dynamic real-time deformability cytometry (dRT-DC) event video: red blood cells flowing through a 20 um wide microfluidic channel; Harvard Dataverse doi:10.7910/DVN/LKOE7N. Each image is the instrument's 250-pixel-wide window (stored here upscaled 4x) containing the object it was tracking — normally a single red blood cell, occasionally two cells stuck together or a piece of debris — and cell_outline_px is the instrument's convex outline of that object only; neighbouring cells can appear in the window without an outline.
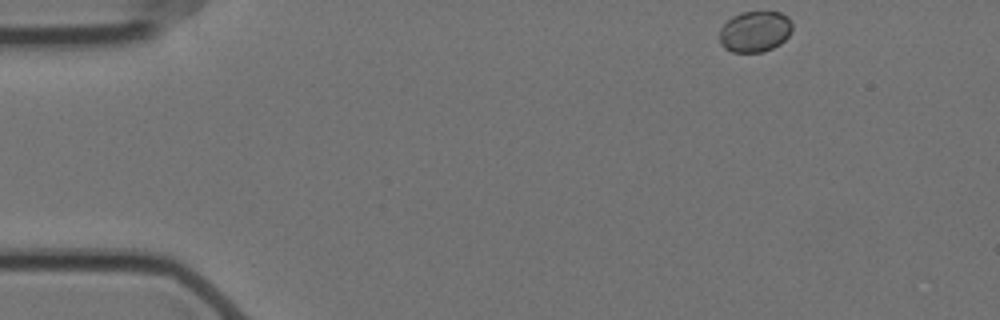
{"species": "Egyptian fruit bat (a non-hibernating species)", "species_latin": "Rousettus aegyptiacus", "temperature_condition": "cold", "stored_images_in_passage": 52, "camera_frame_rate_fps": 3000, "um_per_image_px": 0.085, "animal": {"sex": "female"}, "frame": {"image": 1, "passage_image": 1, "time_ms": 0.0, "image_size_px": [1000, 320], "cell_outline_px": [[792, 28], [788, 36], [780, 44], [764, 52], [732, 52], [724, 48], [720, 44], [720, 28], [732, 16], [740, 12], [780, 12], [788, 16], [792, 24]], "centroid_in_image_um": [64.16, 2.68], "position_along_channel_um": 20.8, "area_um2": 17.46}}
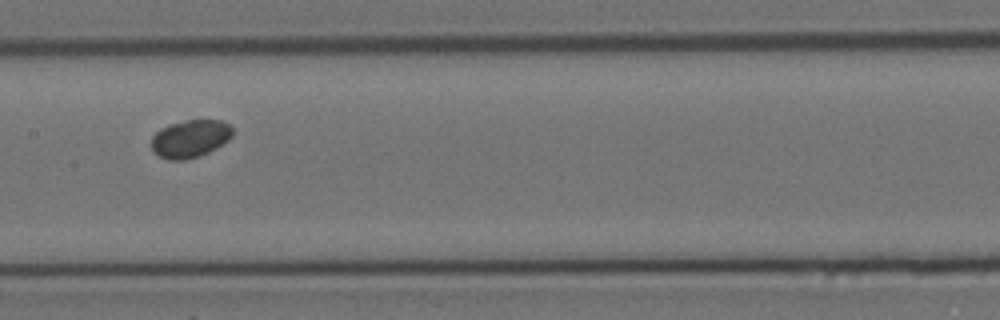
{"frame": {"image": 2, "passage_image": 23, "time_ms": 7.333, "image_size_px": [1000, 320], "cell_outline_px": [[232, 136], [228, 140], [216, 148], [208, 152], [184, 160], [168, 160], [152, 152], [152, 136], [160, 128], [168, 124], [188, 120], [220, 120], [228, 124], [232, 128]], "centroid_in_image_um": [16.14, 11.78], "position_along_channel_um": 191.3, "area_um2": 17.74}}
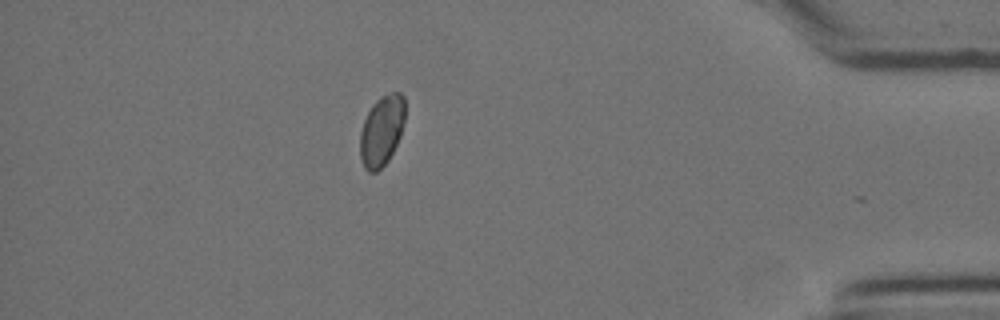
{"frame": {"image": 3, "passage_image": 45, "time_ms": 14.667, "image_size_px": [1000, 320], "cell_outline_px": [[404, 120], [400, 136], [388, 160], [376, 172], [368, 172], [364, 168], [360, 156], [360, 132], [364, 120], [372, 104], [380, 96], [392, 92], [400, 92], [404, 96]], "centroid_in_image_um": [32.43, 11.09], "position_along_channel_um": 402.8, "area_um2": 18.38}}